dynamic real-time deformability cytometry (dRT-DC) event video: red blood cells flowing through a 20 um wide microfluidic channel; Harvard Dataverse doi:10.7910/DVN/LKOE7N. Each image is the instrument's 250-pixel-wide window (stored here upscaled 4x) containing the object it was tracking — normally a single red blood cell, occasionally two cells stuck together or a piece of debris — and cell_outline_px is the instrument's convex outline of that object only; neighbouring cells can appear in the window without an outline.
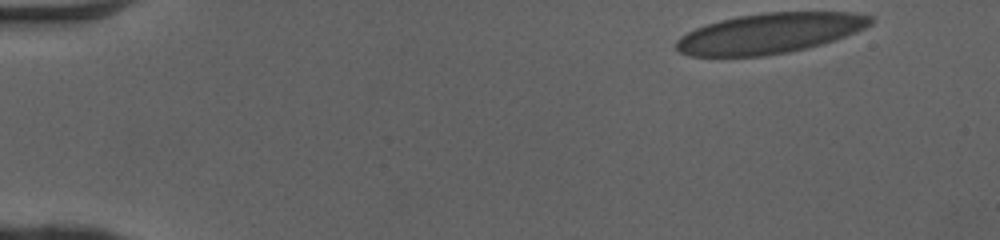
{"species": "human", "species_latin": "Homo sapiens", "temperature_condition": "cold", "stored_images_in_passage": 47, "camera_frame_rate_fps": 3000, "um_per_image_px": 0.085, "donor": {"sex": "female"}, "frame": {"image": 1, "passage_image": 1, "time_ms": 0.0, "image_size_px": [1000, 240], "cell_outline_px": [[872, 24], [856, 32], [808, 48], [788, 52], [764, 56], [688, 56], [680, 52], [676, 48], [676, 40], [680, 36], [696, 28], [720, 20], [740, 16], [764, 12], [852, 12], [872, 16]], "centroid_in_image_um": [65.42, 2.83], "position_along_channel_um": 19.6, "area_um2": 45.37}}
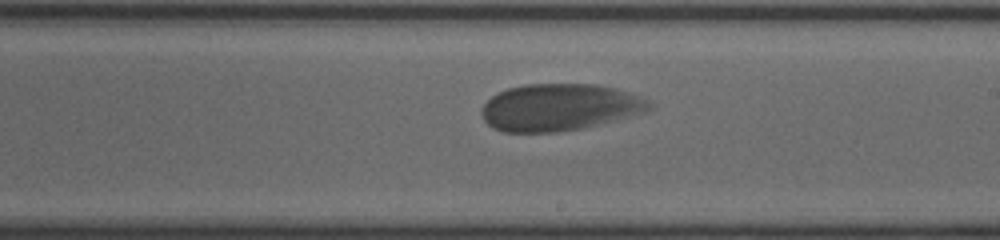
{"frame": {"image": 2, "passage_image": 27, "time_ms": 8.667, "image_size_px": [1000, 240], "cell_outline_px": [[652, 108], [644, 112], [580, 128], [556, 132], [504, 132], [492, 128], [484, 120], [480, 112], [484, 104], [492, 96], [508, 88], [524, 84], [596, 84], [616, 88], [648, 100], [652, 104]], "centroid_in_image_um": [47.5, 9.11], "position_along_channel_um": 241.5, "area_um2": 45.49}}
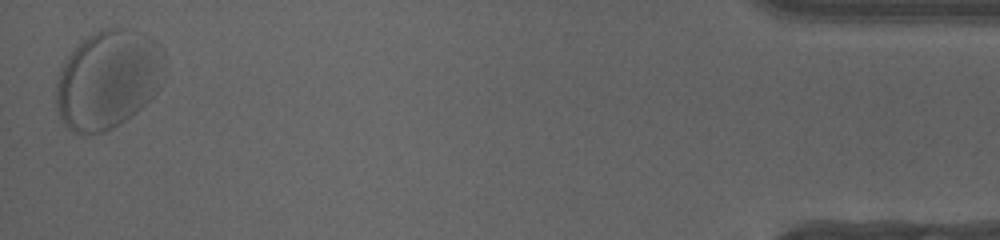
{"frame": {"image": 3, "passage_image": 47, "time_ms": 15.333, "image_size_px": [1000, 240], "cell_outline_px": [[164, 56], [160, 88], [136, 112], [112, 128], [104, 132], [84, 136], [72, 132], [64, 124], [56, 108], [56, 80], [68, 56], [88, 36], [100, 28], [124, 28], [148, 36], [156, 40], [164, 48]], "centroid_in_image_um": [9.18, 6.77], "position_along_channel_um": 426.0, "area_um2": 62.37}, "authors_computed_cell_mechanics": {"area_um2": 45.7198, "velocity_mm_per_s": 3.9289, "shape_relaxation_time_tau1_ms": 2.2722, "shape_relaxation_time_tau2_ms": null, "deformation_change_tau1": 0.1145, "deformation_change_tau2": null}}